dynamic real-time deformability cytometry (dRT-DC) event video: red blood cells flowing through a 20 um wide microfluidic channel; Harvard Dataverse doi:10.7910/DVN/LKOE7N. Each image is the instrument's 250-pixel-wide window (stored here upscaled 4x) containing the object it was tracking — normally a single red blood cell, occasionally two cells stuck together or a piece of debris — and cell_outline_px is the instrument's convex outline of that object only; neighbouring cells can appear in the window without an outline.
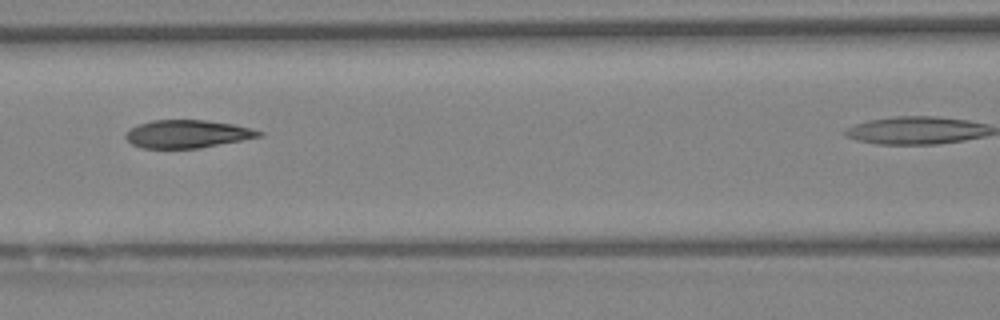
{"species": "Egyptian fruit bat (a non-hibernating species)", "species_latin": "Rousettus aegyptiacus", "temperature_condition": "warm", "stored_images_in_passage": 8, "camera_frame_rate_fps": 3000, "um_per_image_px": 0.085, "animal": {"sex": "female"}, "frame": {"image": 1, "passage_image": 3, "time_ms": 0.667, "image_size_px": [1000, 320], "cell_outline_px": [[264, 136], [200, 148], [144, 148], [132, 144], [124, 136], [124, 132], [136, 124], [152, 120], [204, 120], [232, 124], [264, 132]], "centroid_in_image_um": [15.89, 11.38], "position_along_channel_um": 150.7, "area_um2": 21.73}}
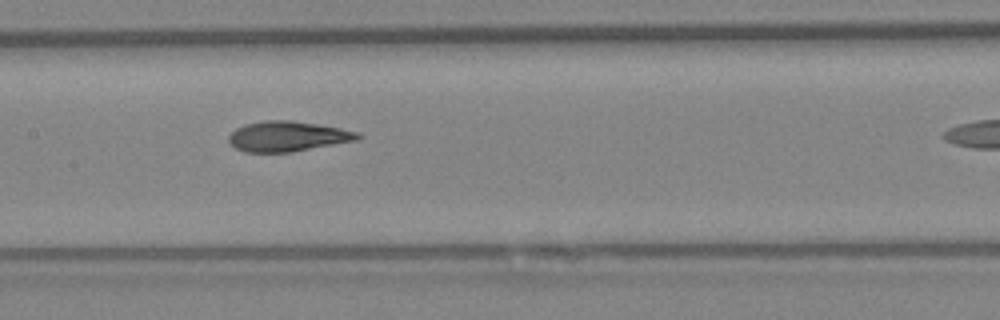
{"frame": {"image": 2, "passage_image": 4, "time_ms": 1.0, "image_size_px": [1000, 320], "cell_outline_px": [[364, 136], [356, 140], [292, 152], [244, 152], [236, 148], [228, 140], [228, 136], [236, 128], [244, 124], [264, 120], [292, 120], [340, 128], [360, 132]], "centroid_in_image_um": [24.45, 11.58], "position_along_channel_um": 183.0, "area_um2": 22.72}}